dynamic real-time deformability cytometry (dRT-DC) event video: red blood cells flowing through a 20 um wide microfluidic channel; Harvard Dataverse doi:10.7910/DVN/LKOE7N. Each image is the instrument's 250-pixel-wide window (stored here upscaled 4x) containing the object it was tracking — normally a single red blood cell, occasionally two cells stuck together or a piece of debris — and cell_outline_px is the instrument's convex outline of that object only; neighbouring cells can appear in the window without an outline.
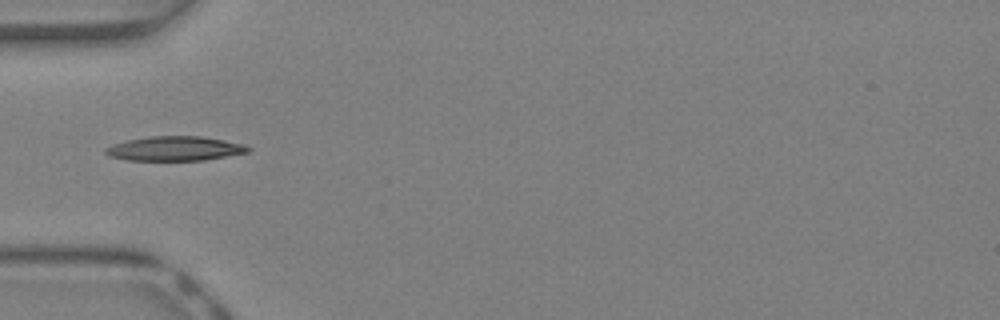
{"species": "Egyptian fruit bat (a non-hibernating species)", "species_latin": "Rousettus aegyptiacus", "temperature_condition": "warm", "stored_images_in_passage": 28, "camera_frame_rate_fps": 3000, "um_per_image_px": 0.085, "animal": {"sex": "female"}, "frame": {"image": 1, "passage_image": 1, "time_ms": 0.0, "image_size_px": [1000, 320], "cell_outline_px": [[252, 148], [248, 152], [204, 160], [128, 160], [108, 156], [104, 152], [104, 148], [112, 144], [128, 140], [152, 136], [200, 136], [224, 140], [244, 144]], "centroid_in_image_um": [14.85, 12.63], "position_along_channel_um": 70.2, "area_um2": 20.23}}
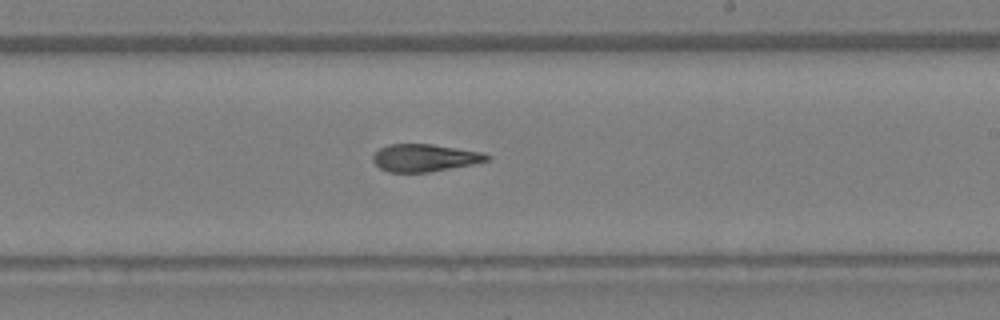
{"frame": {"image": 2, "passage_image": 12, "time_ms": 3.667, "image_size_px": [1000, 320], "cell_outline_px": [[488, 160], [472, 164], [428, 172], [388, 172], [380, 168], [372, 160], [372, 156], [380, 148], [388, 144], [432, 144], [484, 152], [488, 156]], "centroid_in_image_um": [36.07, 13.41], "position_along_channel_um": 252.9, "area_um2": 18.09}}
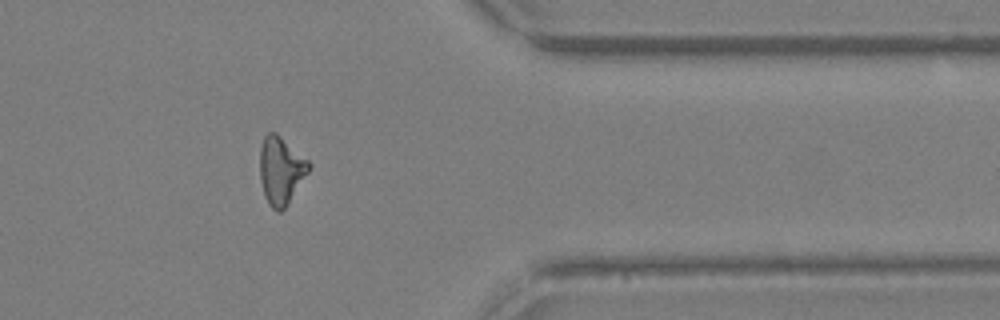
{"frame": {"image": 3, "passage_image": 21, "time_ms": 6.667, "image_size_px": [1000, 320], "cell_outline_px": [[312, 164], [308, 172], [288, 204], [280, 212], [276, 212], [268, 204], [264, 196], [260, 180], [260, 148], [264, 136], [268, 132], [276, 132], [308, 160]], "centroid_in_image_um": [23.86, 14.49], "position_along_channel_um": 387.5, "area_um2": 19.36}, "authors_computed_cell_mechanics": {"area_um2": 18.9006, "velocity_mm_per_s": 4.9938, "shape_relaxation_time_tau1_ms": 8.4014, "shape_relaxation_time_tau2_ms": 2.8503, "deformation_change_tau1": 0.2539, "deformation_change_tau2": 0.131}}